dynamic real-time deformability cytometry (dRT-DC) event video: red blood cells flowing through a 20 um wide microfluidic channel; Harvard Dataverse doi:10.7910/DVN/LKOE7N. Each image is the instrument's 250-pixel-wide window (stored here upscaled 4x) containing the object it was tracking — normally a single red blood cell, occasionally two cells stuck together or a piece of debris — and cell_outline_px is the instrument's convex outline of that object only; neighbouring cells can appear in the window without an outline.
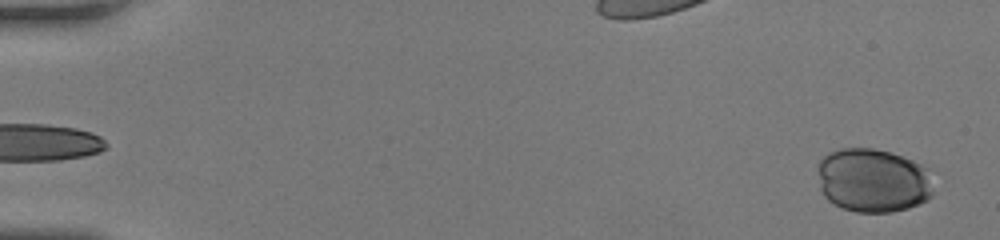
{"species": "human", "species_latin": "Homo sapiens", "temperature_condition": "room temperature", "stored_images_in_passage": 43, "camera_frame_rate_fps": 3000, "um_per_image_px": 0.085, "donor": {"sex": "female"}, "frame": {"image": 1, "passage_image": 2, "time_ms": 0.333, "image_size_px": [1000, 240], "cell_outline_px": [[932, 196], [928, 200], [920, 204], [908, 208], [892, 212], [856, 212], [840, 208], [828, 200], [824, 196], [820, 188], [816, 168], [816, 164], [828, 152], [840, 148], [872, 148], [888, 152], [912, 160], [928, 168], [932, 192]], "centroid_in_image_um": [74.16, 15.34], "position_along_channel_um": 10.8, "area_um2": 43.58}}
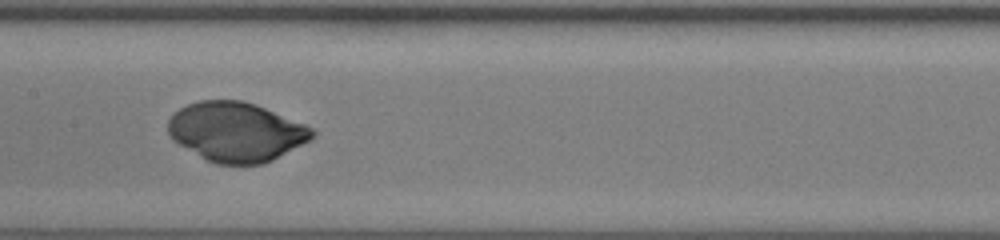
{"frame": {"image": 2, "passage_image": 27, "time_ms": 8.667, "image_size_px": [1000, 240], "cell_outline_px": [[316, 136], [312, 140], [264, 164], [216, 164], [200, 156], [172, 140], [168, 132], [168, 120], [180, 108], [188, 104], [200, 100], [240, 100], [256, 104], [304, 124], [312, 128], [316, 132]], "centroid_in_image_um": [20.1, 11.21], "position_along_channel_um": 187.3, "area_um2": 49.82}}
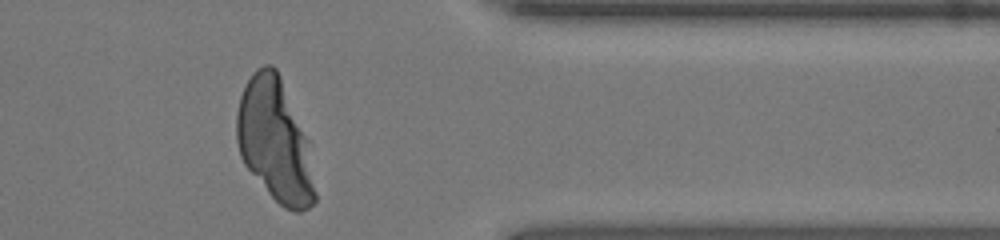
{"frame": {"image": 3, "passage_image": 42, "time_ms": 13.667, "image_size_px": [1000, 240], "cell_outline_px": [[316, 200], [308, 208], [300, 212], [296, 212], [284, 208], [268, 192], [244, 164], [240, 156], [236, 140], [236, 112], [240, 96], [252, 72], [256, 68], [264, 64], [272, 64], [276, 68], [280, 76], [308, 140], [316, 192]], "centroid_in_image_um": [23.35, 11.95], "position_along_channel_um": 388.0, "area_um2": 55.89}, "authors_computed_cell_mechanics": {"area_um2": 49.4768, "velocity_mm_per_s": 4.2637, "shape_relaxation_time_tau1_ms": 3.795, "shape_relaxation_time_tau2_ms": null, "deformation_change_tau1": 0.077, "deformation_change_tau2": null}}